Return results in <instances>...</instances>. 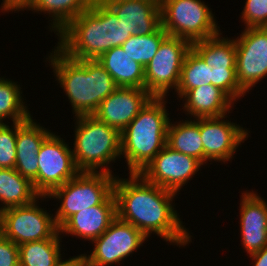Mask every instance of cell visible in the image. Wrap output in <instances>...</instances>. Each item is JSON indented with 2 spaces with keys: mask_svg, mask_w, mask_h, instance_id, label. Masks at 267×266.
<instances>
[{
  "mask_svg": "<svg viewBox=\"0 0 267 266\" xmlns=\"http://www.w3.org/2000/svg\"><path fill=\"white\" fill-rule=\"evenodd\" d=\"M166 145L175 151L196 158L204 165L205 154L200 135V118L180 120L174 124L170 120Z\"/></svg>",
  "mask_w": 267,
  "mask_h": 266,
  "instance_id": "7402d4cb",
  "label": "cell"
},
{
  "mask_svg": "<svg viewBox=\"0 0 267 266\" xmlns=\"http://www.w3.org/2000/svg\"><path fill=\"white\" fill-rule=\"evenodd\" d=\"M64 266H89L79 255L65 259Z\"/></svg>",
  "mask_w": 267,
  "mask_h": 266,
  "instance_id": "d590c367",
  "label": "cell"
},
{
  "mask_svg": "<svg viewBox=\"0 0 267 266\" xmlns=\"http://www.w3.org/2000/svg\"><path fill=\"white\" fill-rule=\"evenodd\" d=\"M254 266H267V246L263 247L256 253L249 255Z\"/></svg>",
  "mask_w": 267,
  "mask_h": 266,
  "instance_id": "e575fe53",
  "label": "cell"
},
{
  "mask_svg": "<svg viewBox=\"0 0 267 266\" xmlns=\"http://www.w3.org/2000/svg\"><path fill=\"white\" fill-rule=\"evenodd\" d=\"M221 35L196 41L192 43V48L212 68H236L235 39Z\"/></svg>",
  "mask_w": 267,
  "mask_h": 266,
  "instance_id": "484cf974",
  "label": "cell"
},
{
  "mask_svg": "<svg viewBox=\"0 0 267 266\" xmlns=\"http://www.w3.org/2000/svg\"><path fill=\"white\" fill-rule=\"evenodd\" d=\"M51 52L46 59L69 99L75 117L93 115L99 104L118 88L97 60H75L57 46Z\"/></svg>",
  "mask_w": 267,
  "mask_h": 266,
  "instance_id": "3957f363",
  "label": "cell"
},
{
  "mask_svg": "<svg viewBox=\"0 0 267 266\" xmlns=\"http://www.w3.org/2000/svg\"><path fill=\"white\" fill-rule=\"evenodd\" d=\"M117 217L114 192L102 203L70 216L60 227L59 233L93 240L100 237Z\"/></svg>",
  "mask_w": 267,
  "mask_h": 266,
  "instance_id": "e0dca14e",
  "label": "cell"
},
{
  "mask_svg": "<svg viewBox=\"0 0 267 266\" xmlns=\"http://www.w3.org/2000/svg\"><path fill=\"white\" fill-rule=\"evenodd\" d=\"M18 82L0 77V123L8 119L14 122H24L32 115L24 104L22 88Z\"/></svg>",
  "mask_w": 267,
  "mask_h": 266,
  "instance_id": "83f0119b",
  "label": "cell"
},
{
  "mask_svg": "<svg viewBox=\"0 0 267 266\" xmlns=\"http://www.w3.org/2000/svg\"><path fill=\"white\" fill-rule=\"evenodd\" d=\"M235 47L236 79L249 93L267 76V27L245 28L235 39Z\"/></svg>",
  "mask_w": 267,
  "mask_h": 266,
  "instance_id": "7c38bea8",
  "label": "cell"
},
{
  "mask_svg": "<svg viewBox=\"0 0 267 266\" xmlns=\"http://www.w3.org/2000/svg\"><path fill=\"white\" fill-rule=\"evenodd\" d=\"M74 118L76 122L72 152L78 170L115 175L109 164L121 158V133L94 115Z\"/></svg>",
  "mask_w": 267,
  "mask_h": 266,
  "instance_id": "5b68a950",
  "label": "cell"
},
{
  "mask_svg": "<svg viewBox=\"0 0 267 266\" xmlns=\"http://www.w3.org/2000/svg\"><path fill=\"white\" fill-rule=\"evenodd\" d=\"M91 2L92 0H35L28 10L43 12L51 17L50 30L58 35L72 19L87 10Z\"/></svg>",
  "mask_w": 267,
  "mask_h": 266,
  "instance_id": "d4e9b609",
  "label": "cell"
},
{
  "mask_svg": "<svg viewBox=\"0 0 267 266\" xmlns=\"http://www.w3.org/2000/svg\"><path fill=\"white\" fill-rule=\"evenodd\" d=\"M35 0H3L0 10L1 12H19L27 10Z\"/></svg>",
  "mask_w": 267,
  "mask_h": 266,
  "instance_id": "836d02e7",
  "label": "cell"
},
{
  "mask_svg": "<svg viewBox=\"0 0 267 266\" xmlns=\"http://www.w3.org/2000/svg\"><path fill=\"white\" fill-rule=\"evenodd\" d=\"M212 84V67L191 48L184 59L176 94L181 99L190 89Z\"/></svg>",
  "mask_w": 267,
  "mask_h": 266,
  "instance_id": "4316f807",
  "label": "cell"
},
{
  "mask_svg": "<svg viewBox=\"0 0 267 266\" xmlns=\"http://www.w3.org/2000/svg\"><path fill=\"white\" fill-rule=\"evenodd\" d=\"M180 100L184 102L185 115H191L190 119L224 116L235 104L223 90L212 84L190 89Z\"/></svg>",
  "mask_w": 267,
  "mask_h": 266,
  "instance_id": "ffe728a7",
  "label": "cell"
},
{
  "mask_svg": "<svg viewBox=\"0 0 267 266\" xmlns=\"http://www.w3.org/2000/svg\"><path fill=\"white\" fill-rule=\"evenodd\" d=\"M153 96L137 87H118L100 104L94 116L120 133Z\"/></svg>",
  "mask_w": 267,
  "mask_h": 266,
  "instance_id": "9a60e30c",
  "label": "cell"
},
{
  "mask_svg": "<svg viewBox=\"0 0 267 266\" xmlns=\"http://www.w3.org/2000/svg\"><path fill=\"white\" fill-rule=\"evenodd\" d=\"M51 130L37 124L33 117L17 122L15 170L33 183L37 191L38 158L40 146L51 134Z\"/></svg>",
  "mask_w": 267,
  "mask_h": 266,
  "instance_id": "ac0fdd59",
  "label": "cell"
},
{
  "mask_svg": "<svg viewBox=\"0 0 267 266\" xmlns=\"http://www.w3.org/2000/svg\"><path fill=\"white\" fill-rule=\"evenodd\" d=\"M117 217L132 224L147 238L157 234L170 245H189L191 234L174 208L177 193L146 181L139 173L114 182Z\"/></svg>",
  "mask_w": 267,
  "mask_h": 266,
  "instance_id": "6da1fadb",
  "label": "cell"
},
{
  "mask_svg": "<svg viewBox=\"0 0 267 266\" xmlns=\"http://www.w3.org/2000/svg\"><path fill=\"white\" fill-rule=\"evenodd\" d=\"M241 194V245L251 255L267 246V201L253 190Z\"/></svg>",
  "mask_w": 267,
  "mask_h": 266,
  "instance_id": "2e32d148",
  "label": "cell"
},
{
  "mask_svg": "<svg viewBox=\"0 0 267 266\" xmlns=\"http://www.w3.org/2000/svg\"><path fill=\"white\" fill-rule=\"evenodd\" d=\"M40 196L33 183L15 169H0V212L31 204Z\"/></svg>",
  "mask_w": 267,
  "mask_h": 266,
  "instance_id": "603a6c76",
  "label": "cell"
},
{
  "mask_svg": "<svg viewBox=\"0 0 267 266\" xmlns=\"http://www.w3.org/2000/svg\"><path fill=\"white\" fill-rule=\"evenodd\" d=\"M116 175L105 172H79L64 185L53 189L45 199L60 201L54 220L59 228L70 216L102 204L113 192Z\"/></svg>",
  "mask_w": 267,
  "mask_h": 266,
  "instance_id": "8992f818",
  "label": "cell"
},
{
  "mask_svg": "<svg viewBox=\"0 0 267 266\" xmlns=\"http://www.w3.org/2000/svg\"><path fill=\"white\" fill-rule=\"evenodd\" d=\"M7 124L0 123V169H14L16 165L17 122Z\"/></svg>",
  "mask_w": 267,
  "mask_h": 266,
  "instance_id": "f546056e",
  "label": "cell"
},
{
  "mask_svg": "<svg viewBox=\"0 0 267 266\" xmlns=\"http://www.w3.org/2000/svg\"><path fill=\"white\" fill-rule=\"evenodd\" d=\"M202 166L196 158L166 145L139 174L152 184L178 193Z\"/></svg>",
  "mask_w": 267,
  "mask_h": 266,
  "instance_id": "4fadbf2b",
  "label": "cell"
},
{
  "mask_svg": "<svg viewBox=\"0 0 267 266\" xmlns=\"http://www.w3.org/2000/svg\"><path fill=\"white\" fill-rule=\"evenodd\" d=\"M168 33L160 26L155 32L147 35H131L122 45L130 58L145 67L155 56L162 41Z\"/></svg>",
  "mask_w": 267,
  "mask_h": 266,
  "instance_id": "f1b7e54d",
  "label": "cell"
},
{
  "mask_svg": "<svg viewBox=\"0 0 267 266\" xmlns=\"http://www.w3.org/2000/svg\"><path fill=\"white\" fill-rule=\"evenodd\" d=\"M241 14L245 28L267 27V0H246Z\"/></svg>",
  "mask_w": 267,
  "mask_h": 266,
  "instance_id": "1f68e13d",
  "label": "cell"
},
{
  "mask_svg": "<svg viewBox=\"0 0 267 266\" xmlns=\"http://www.w3.org/2000/svg\"><path fill=\"white\" fill-rule=\"evenodd\" d=\"M61 239L58 230L50 239L20 244V266H60L65 261L61 256Z\"/></svg>",
  "mask_w": 267,
  "mask_h": 266,
  "instance_id": "cb8c5ba5",
  "label": "cell"
},
{
  "mask_svg": "<svg viewBox=\"0 0 267 266\" xmlns=\"http://www.w3.org/2000/svg\"><path fill=\"white\" fill-rule=\"evenodd\" d=\"M220 117L200 118V135L204 148L205 164L225 162L233 158L236 149L248 139L249 130ZM207 162V163H206Z\"/></svg>",
  "mask_w": 267,
  "mask_h": 266,
  "instance_id": "5bb4252c",
  "label": "cell"
},
{
  "mask_svg": "<svg viewBox=\"0 0 267 266\" xmlns=\"http://www.w3.org/2000/svg\"><path fill=\"white\" fill-rule=\"evenodd\" d=\"M57 47L75 60H97L121 46L131 35L103 0H92L89 8L72 19L57 35Z\"/></svg>",
  "mask_w": 267,
  "mask_h": 266,
  "instance_id": "7a4b0ae2",
  "label": "cell"
},
{
  "mask_svg": "<svg viewBox=\"0 0 267 266\" xmlns=\"http://www.w3.org/2000/svg\"><path fill=\"white\" fill-rule=\"evenodd\" d=\"M212 85L223 90L234 102L246 92L236 79V68H212Z\"/></svg>",
  "mask_w": 267,
  "mask_h": 266,
  "instance_id": "4dcf8cb0",
  "label": "cell"
},
{
  "mask_svg": "<svg viewBox=\"0 0 267 266\" xmlns=\"http://www.w3.org/2000/svg\"><path fill=\"white\" fill-rule=\"evenodd\" d=\"M40 196L31 204L11 207L0 212V233L20 245L50 239L58 230L54 215L39 207Z\"/></svg>",
  "mask_w": 267,
  "mask_h": 266,
  "instance_id": "ba28073f",
  "label": "cell"
},
{
  "mask_svg": "<svg viewBox=\"0 0 267 266\" xmlns=\"http://www.w3.org/2000/svg\"><path fill=\"white\" fill-rule=\"evenodd\" d=\"M192 44L182 38L167 36L152 60L144 67L145 89L153 97H166L177 90L182 65Z\"/></svg>",
  "mask_w": 267,
  "mask_h": 266,
  "instance_id": "9c48e42d",
  "label": "cell"
},
{
  "mask_svg": "<svg viewBox=\"0 0 267 266\" xmlns=\"http://www.w3.org/2000/svg\"><path fill=\"white\" fill-rule=\"evenodd\" d=\"M146 240L147 237L135 226L116 217L108 229L91 242L94 246L92 252L79 256L89 266L119 264L143 246Z\"/></svg>",
  "mask_w": 267,
  "mask_h": 266,
  "instance_id": "30bf717a",
  "label": "cell"
},
{
  "mask_svg": "<svg viewBox=\"0 0 267 266\" xmlns=\"http://www.w3.org/2000/svg\"><path fill=\"white\" fill-rule=\"evenodd\" d=\"M161 26L191 44L221 33L212 10L201 0H160Z\"/></svg>",
  "mask_w": 267,
  "mask_h": 266,
  "instance_id": "52a82bcc",
  "label": "cell"
},
{
  "mask_svg": "<svg viewBox=\"0 0 267 266\" xmlns=\"http://www.w3.org/2000/svg\"><path fill=\"white\" fill-rule=\"evenodd\" d=\"M0 266H20L19 247L0 233Z\"/></svg>",
  "mask_w": 267,
  "mask_h": 266,
  "instance_id": "d6a6232c",
  "label": "cell"
},
{
  "mask_svg": "<svg viewBox=\"0 0 267 266\" xmlns=\"http://www.w3.org/2000/svg\"><path fill=\"white\" fill-rule=\"evenodd\" d=\"M166 97H152L121 132V156L129 173H140L166 146L170 123Z\"/></svg>",
  "mask_w": 267,
  "mask_h": 266,
  "instance_id": "277c9868",
  "label": "cell"
},
{
  "mask_svg": "<svg viewBox=\"0 0 267 266\" xmlns=\"http://www.w3.org/2000/svg\"><path fill=\"white\" fill-rule=\"evenodd\" d=\"M97 61L111 75L118 87L145 89L144 67L132 60L121 46L103 53Z\"/></svg>",
  "mask_w": 267,
  "mask_h": 266,
  "instance_id": "44dd1931",
  "label": "cell"
},
{
  "mask_svg": "<svg viewBox=\"0 0 267 266\" xmlns=\"http://www.w3.org/2000/svg\"><path fill=\"white\" fill-rule=\"evenodd\" d=\"M130 35L152 34L161 26L160 0H103Z\"/></svg>",
  "mask_w": 267,
  "mask_h": 266,
  "instance_id": "d6986e66",
  "label": "cell"
},
{
  "mask_svg": "<svg viewBox=\"0 0 267 266\" xmlns=\"http://www.w3.org/2000/svg\"><path fill=\"white\" fill-rule=\"evenodd\" d=\"M70 147L54 132L41 144L37 154V192L41 196H47L53 189L64 185L80 172Z\"/></svg>",
  "mask_w": 267,
  "mask_h": 266,
  "instance_id": "8fae6325",
  "label": "cell"
}]
</instances>
